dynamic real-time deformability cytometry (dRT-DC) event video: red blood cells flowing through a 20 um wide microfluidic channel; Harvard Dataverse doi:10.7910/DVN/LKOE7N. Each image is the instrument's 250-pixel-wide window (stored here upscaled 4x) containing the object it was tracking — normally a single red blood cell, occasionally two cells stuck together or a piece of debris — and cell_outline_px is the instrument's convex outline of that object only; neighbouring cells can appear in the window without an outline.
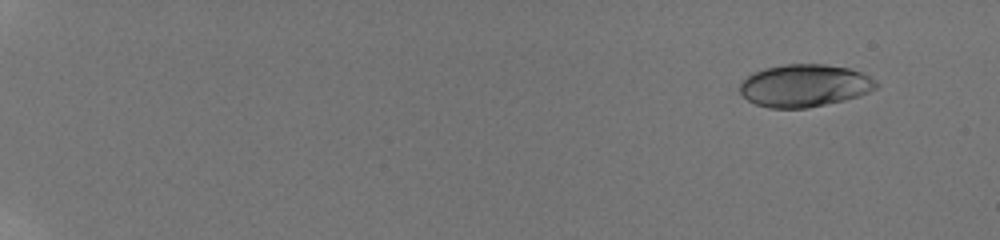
{"species": "human", "species_latin": "Homo sapiens", "temperature_condition": "room temperature", "stored_images_in_passage": 19, "camera_frame_rate_fps": 3000, "um_per_image_px": 0.085, "donor": {"sex": "male"}, "frame": {"image": 1, "passage_image": 4, "time_ms": 1.667, "image_size_px": [1000, 240], "cell_outline_px": [[880, 84], [876, 88], [860, 96], [844, 100], [808, 108], [768, 108], [756, 104], [748, 100], [740, 92], [740, 84], [752, 72], [764, 68], [784, 64], [824, 64], [848, 68], [860, 72], [876, 80]], "centroid_in_image_um": [68.39, 7.27], "position_along_channel_um": 16.6, "area_um2": 33.81}}
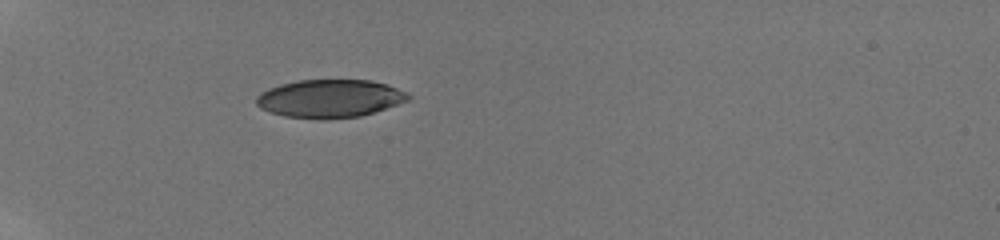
{"frame": {"image": 2, "passage_image": 15, "time_ms": 7.0, "image_size_px": [1000, 240], "cell_outline_px": [[412, 100], [360, 116], [324, 120], [320, 120], [284, 116], [260, 108], [256, 104], [256, 96], [260, 92], [268, 88], [280, 84], [300, 80], [372, 80], [388, 84], [412, 96]], "centroid_in_image_um": [28.04, 8.38], "position_along_channel_um": 57.0, "area_um2": 33.99}}
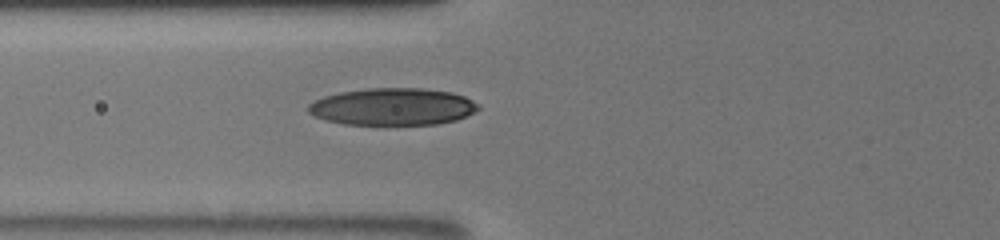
{"frame": {"image": 3, "passage_image": 19, "time_ms": 8.667, "image_size_px": [1000, 240], "cell_outline_px": [[480, 108], [456, 120], [436, 124], [344, 124], [328, 120], [316, 116], [308, 112], [308, 104], [324, 96], [340, 92], [368, 88], [420, 88], [452, 92], [464, 96], [480, 104]], "centroid_in_image_um": [33.39, 9.06], "position_along_channel_um": 92.4, "area_um2": 36.53}}